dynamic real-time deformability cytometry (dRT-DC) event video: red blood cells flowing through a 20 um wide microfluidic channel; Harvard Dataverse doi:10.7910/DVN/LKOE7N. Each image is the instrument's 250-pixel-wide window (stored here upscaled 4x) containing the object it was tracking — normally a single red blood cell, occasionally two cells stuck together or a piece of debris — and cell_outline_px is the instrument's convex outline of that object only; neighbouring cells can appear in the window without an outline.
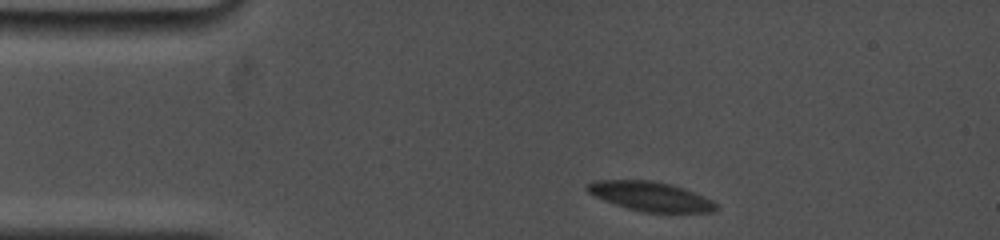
{"species": "common noctule bat (a hibernating species)", "species_latin": "Nyctalus noctula", "temperature_condition": "cold", "stored_images_in_passage": 7, "camera_frame_rate_fps": 5000, "um_per_image_px": 0.085, "animal": {"sex": "female", "body_mass_g": 19.0, "forearm_length_mm": 53.3}, "frame": {"image": 1, "passage_image": 1, "time_ms": 0.0, "image_size_px": [1000, 240], "cell_outline_px": [[720, 208], [716, 212], [640, 212], [604, 200], [588, 192], [584, 188], [588, 184], [596, 180], [652, 180], [672, 184], [684, 188], [704, 196], [712, 200]], "centroid_in_image_um": [55.33, 16.69], "position_along_channel_um": 29.7, "area_um2": 22.08}}
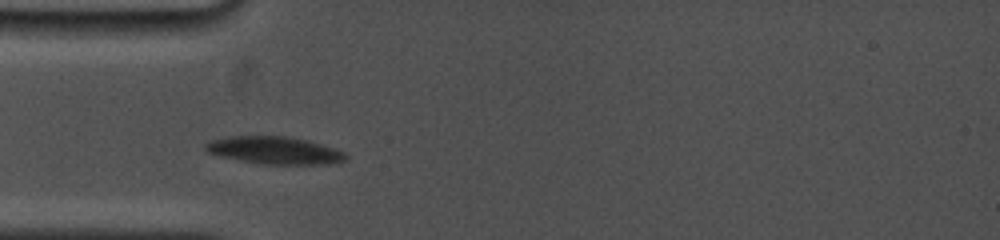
{"frame": {"image": 2, "passage_image": 4, "time_ms": 2.2, "image_size_px": [1000, 240], "cell_outline_px": [[348, 160], [328, 164], [260, 164], [220, 156], [208, 152], [204, 148], [204, 144], [212, 140], [228, 136], [284, 136], [308, 140], [344, 152], [348, 156]], "centroid_in_image_um": [23.33, 12.78], "position_along_channel_um": 61.7, "area_um2": 22.37}}
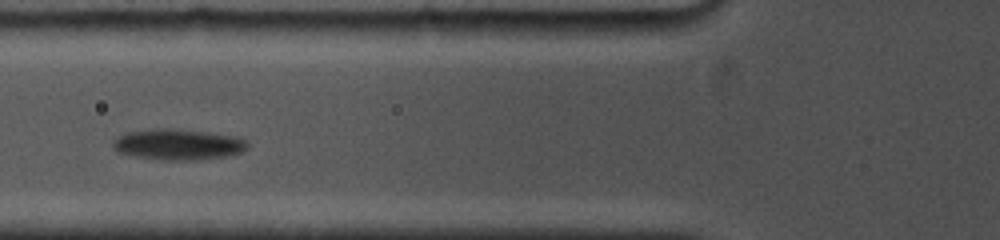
{"frame": {"image": 3, "passage_image": 6, "time_ms": 3.6, "image_size_px": [1000, 240], "cell_outline_px": [[248, 148], [240, 152], [224, 156], [196, 160], [164, 160], [136, 156], [116, 152], [112, 144], [112, 140], [116, 136], [124, 132], [152, 128], [168, 128], [208, 132], [236, 136], [248, 140]], "centroid_in_image_um": [15.09, 12.26], "position_along_channel_um": 110.7, "area_um2": 24.45}}